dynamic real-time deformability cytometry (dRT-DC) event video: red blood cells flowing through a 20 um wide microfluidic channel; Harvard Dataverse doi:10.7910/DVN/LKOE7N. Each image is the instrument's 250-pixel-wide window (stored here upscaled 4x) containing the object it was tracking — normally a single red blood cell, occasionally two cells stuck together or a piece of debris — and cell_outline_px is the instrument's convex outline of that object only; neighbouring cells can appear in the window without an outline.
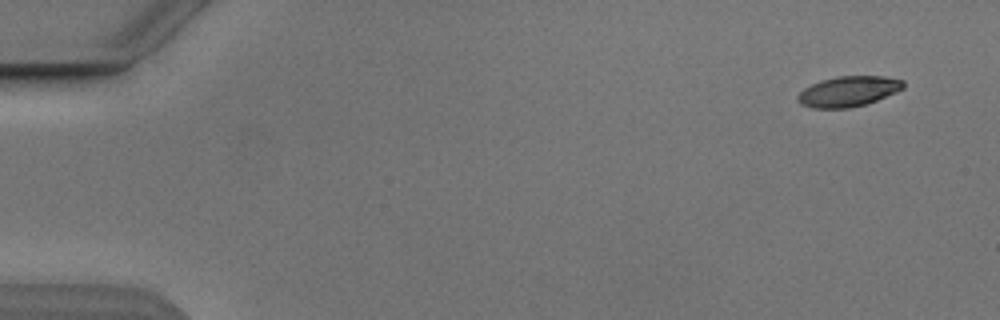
{"species": "Egyptian fruit bat (a non-hibernating species)", "species_latin": "Rousettus aegyptiacus", "temperature_condition": "cold", "stored_images_in_passage": 2, "camera_frame_rate_fps": 3000, "um_per_image_px": 0.085, "animal": {"sex": "male"}, "frame": {"image": 1, "passage_image": 2, "time_ms": 1.333, "image_size_px": [1000, 320], "cell_outline_px": [[904, 88], [896, 92], [876, 100], [864, 104], [848, 108], [812, 108], [800, 104], [796, 100], [796, 96], [804, 88], [820, 80], [836, 76], [884, 76], [904, 80]], "centroid_in_image_um": [72.08, 7.76], "position_along_channel_um": 12.9, "area_um2": 18.73}}